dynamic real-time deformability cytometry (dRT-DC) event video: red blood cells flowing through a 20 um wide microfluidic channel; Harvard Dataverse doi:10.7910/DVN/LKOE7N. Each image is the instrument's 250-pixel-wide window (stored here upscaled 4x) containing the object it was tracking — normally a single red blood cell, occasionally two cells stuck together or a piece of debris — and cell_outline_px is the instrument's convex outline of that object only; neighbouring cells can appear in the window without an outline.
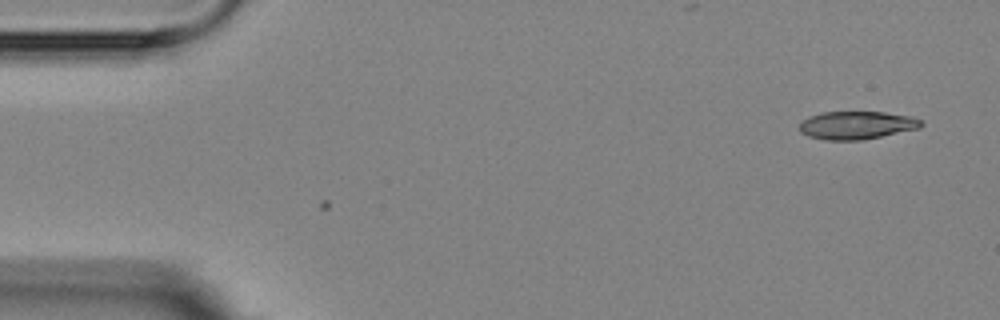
{"species": "Egyptian fruit bat (a non-hibernating species)", "species_latin": "Rousettus aegyptiacus", "temperature_condition": "room temperature", "stored_images_in_passage": 2, "camera_frame_rate_fps": 3000, "um_per_image_px": 0.085, "animal": {"sex": "female"}, "frame": {"image": 1, "passage_image": 2, "time_ms": 1.0, "image_size_px": [1000, 320], "cell_outline_px": [[924, 124], [920, 128], [864, 140], [824, 140], [808, 136], [800, 132], [800, 124], [808, 116], [820, 112], [884, 112], [912, 116], [920, 120]], "centroid_in_image_um": [72.82, 10.64], "position_along_channel_um": 12.2, "area_um2": 20.0}}